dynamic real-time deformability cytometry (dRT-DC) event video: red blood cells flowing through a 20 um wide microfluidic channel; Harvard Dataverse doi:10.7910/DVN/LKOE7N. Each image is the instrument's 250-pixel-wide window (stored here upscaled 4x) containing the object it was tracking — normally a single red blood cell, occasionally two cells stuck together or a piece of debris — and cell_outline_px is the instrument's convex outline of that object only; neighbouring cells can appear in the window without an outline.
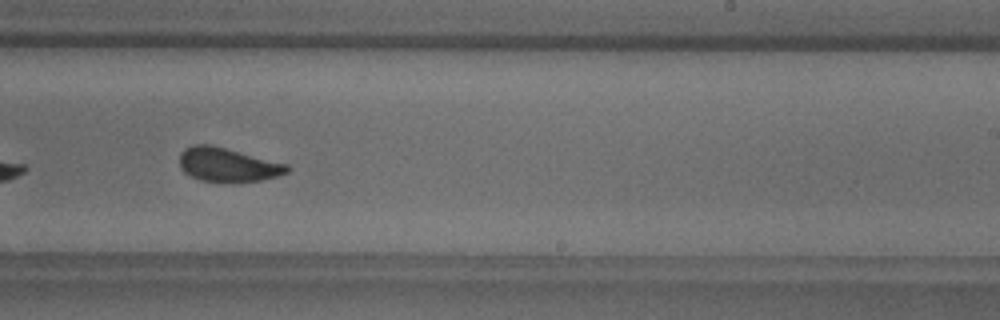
{"species": "common noctule bat (a hibernating species)", "species_latin": "Nyctalus noctula", "temperature_condition": "warm", "stored_images_in_passage": 35, "camera_frame_rate_fps": 3000, "um_per_image_px": 0.085, "animal": {"sex": "male", "body_mass_g": 18.8}, "frame": {"image": 1, "passage_image": 25, "time_ms": 8.0, "image_size_px": [1000, 320], "cell_outline_px": [[292, 168], [288, 172], [276, 176], [260, 180], [232, 184], [200, 180], [184, 172], [180, 168], [180, 152], [184, 148], [192, 144], [208, 144], [288, 164]], "centroid_in_image_um": [19.34, 14.03], "position_along_channel_um": 269.7, "area_um2": 21.5}, "authors_computed_cell_mechanics": {"area_um2": 22.0796, "velocity_mm_per_s": 3.8435, "shape_relaxation_time_tau1_ms": 4.66, "shape_relaxation_time_tau2_ms": 1.1148, "deformation_change_tau1": 0.1252, "deformation_change_tau2": 0.06}}